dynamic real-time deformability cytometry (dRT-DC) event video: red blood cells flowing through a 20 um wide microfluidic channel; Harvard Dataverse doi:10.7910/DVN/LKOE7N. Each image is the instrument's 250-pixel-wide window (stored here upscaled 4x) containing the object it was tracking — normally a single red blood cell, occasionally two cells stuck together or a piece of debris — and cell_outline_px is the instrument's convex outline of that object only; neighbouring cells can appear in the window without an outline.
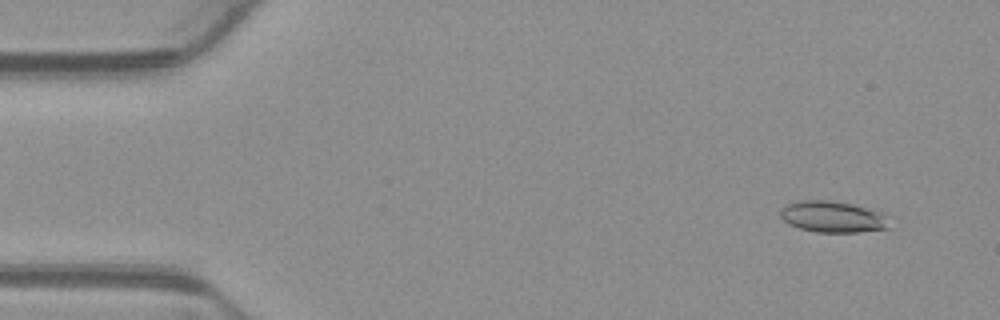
{"species": "common noctule bat (a hibernating species)", "species_latin": "Nyctalus noctula", "temperature_condition": "warm", "stored_images_in_passage": 52, "camera_frame_rate_fps": 3000, "um_per_image_px": 0.085, "animal": {"sex": "male", "body_mass_g": 23.1, "forearm_length_mm": 52.7}, "frame": {"image": 1, "passage_image": 3, "time_ms": 0.667, "image_size_px": [1000, 320], "cell_outline_px": [[892, 228], [860, 232], [816, 232], [800, 228], [788, 224], [780, 216], [780, 208], [796, 200], [828, 200], [852, 204], [884, 212], [892, 216]], "centroid_in_image_um": [70.89, 18.43], "position_along_channel_um": 14.1, "area_um2": 20.52}}
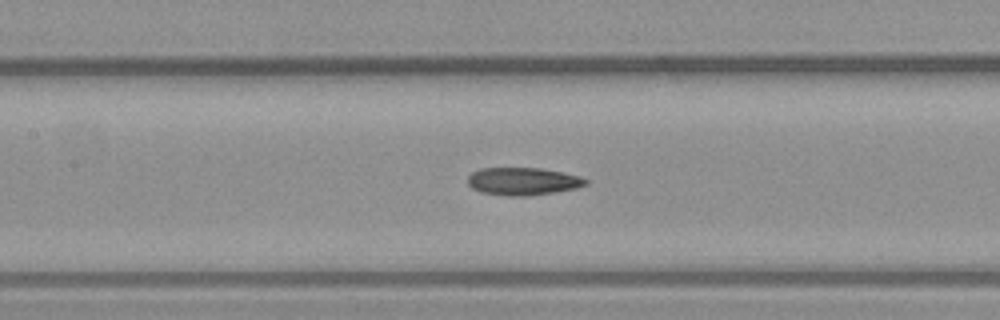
{"frame": {"image": 2, "passage_image": 23, "time_ms": 7.333, "image_size_px": [1000, 320], "cell_outline_px": [[588, 184], [576, 188], [528, 196], [508, 196], [480, 192], [472, 188], [468, 184], [468, 176], [472, 172], [480, 168], [540, 168], [564, 172], [580, 176], [588, 180]], "centroid_in_image_um": [44.44, 15.41], "position_along_channel_um": 163.0, "area_um2": 19.07}}
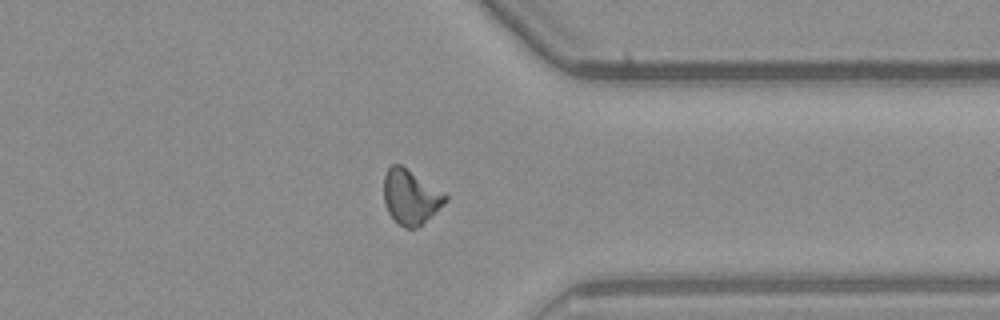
{"frame": {"image": 3, "passage_image": 40, "time_ms": 13.0, "image_size_px": [1000, 320], "cell_outline_px": [[448, 200], [444, 204], [416, 228], [404, 228], [388, 212], [384, 204], [384, 176], [388, 168], [392, 164], [400, 164], [444, 192], [448, 196]], "centroid_in_image_um": [34.89, 16.72], "position_along_channel_um": 376.5, "area_um2": 19.31}, "authors_computed_cell_mechanics": {"area_um2": 19.1318, "velocity_mm_per_s": 3.8905, "shape_relaxation_time_tau1_ms": null, "shape_relaxation_time_tau2_ms": 2.8772, "deformation_change_tau1": null, "deformation_change_tau2": 0.1047}}